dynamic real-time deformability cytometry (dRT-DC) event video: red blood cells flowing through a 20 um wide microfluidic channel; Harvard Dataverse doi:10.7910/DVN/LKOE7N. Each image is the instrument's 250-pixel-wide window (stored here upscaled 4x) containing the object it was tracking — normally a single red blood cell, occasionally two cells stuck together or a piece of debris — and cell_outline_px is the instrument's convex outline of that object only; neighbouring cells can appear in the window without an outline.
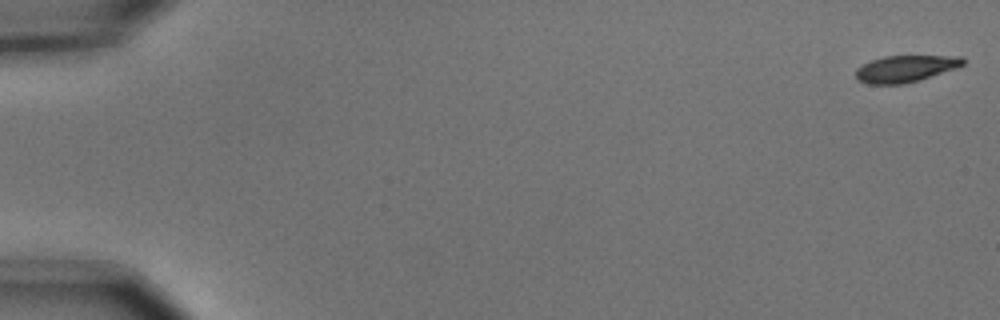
{"species": "common noctule bat (a hibernating species)", "species_latin": "Nyctalus noctula", "temperature_condition": "cold", "stored_images_in_passage": 9, "camera_frame_rate_fps": 3000, "um_per_image_px": 0.085, "animal": {"sex": "male", "body_mass_g": 15.6}, "frame": {"image": 1, "passage_image": 1, "time_ms": 0.0, "image_size_px": [1000, 320], "cell_outline_px": [[964, 64], [956, 68], [904, 84], [868, 84], [856, 80], [856, 68], [872, 60], [884, 56], [960, 56], [964, 60]], "centroid_in_image_um": [76.92, 5.84], "position_along_channel_um": 8.1, "area_um2": 16.47}}
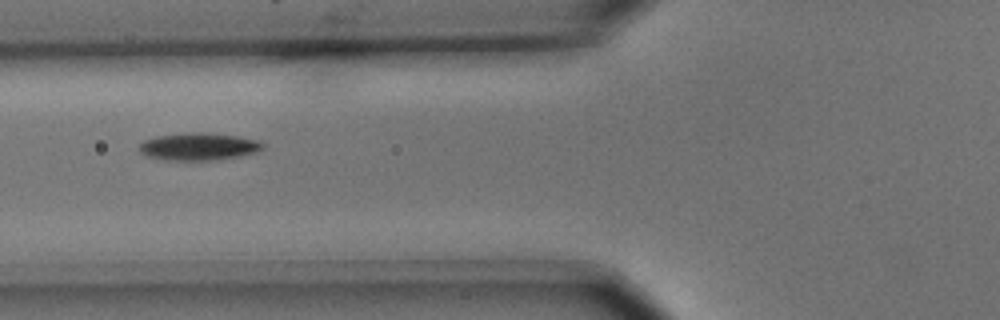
{"frame": {"image": 2, "passage_image": 7, "time_ms": 2.0, "image_size_px": [1000, 320], "cell_outline_px": [[264, 148], [256, 152], [240, 156], [216, 160], [164, 160], [148, 156], [140, 152], [140, 144], [144, 140], [156, 136], [188, 132], [208, 132], [236, 136], [260, 140], [264, 144]], "centroid_in_image_um": [16.91, 12.45], "position_along_channel_um": 108.9, "area_um2": 19.88}}
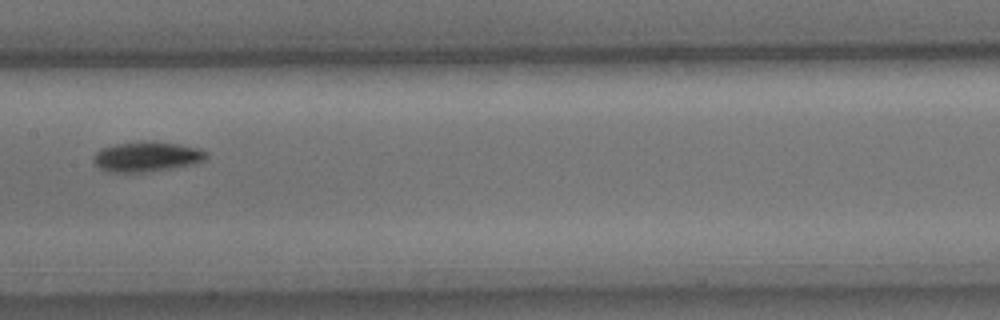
{"frame": {"image": 3, "passage_image": 9, "time_ms": 2.667, "image_size_px": [1000, 320], "cell_outline_px": [[208, 156], [204, 160], [196, 164], [140, 172], [112, 172], [100, 168], [92, 160], [92, 156], [100, 148], [116, 144], [152, 140], [200, 148], [208, 152]], "centroid_in_image_um": [12.48, 13.3], "position_along_channel_um": 194.9, "area_um2": 19.71}}